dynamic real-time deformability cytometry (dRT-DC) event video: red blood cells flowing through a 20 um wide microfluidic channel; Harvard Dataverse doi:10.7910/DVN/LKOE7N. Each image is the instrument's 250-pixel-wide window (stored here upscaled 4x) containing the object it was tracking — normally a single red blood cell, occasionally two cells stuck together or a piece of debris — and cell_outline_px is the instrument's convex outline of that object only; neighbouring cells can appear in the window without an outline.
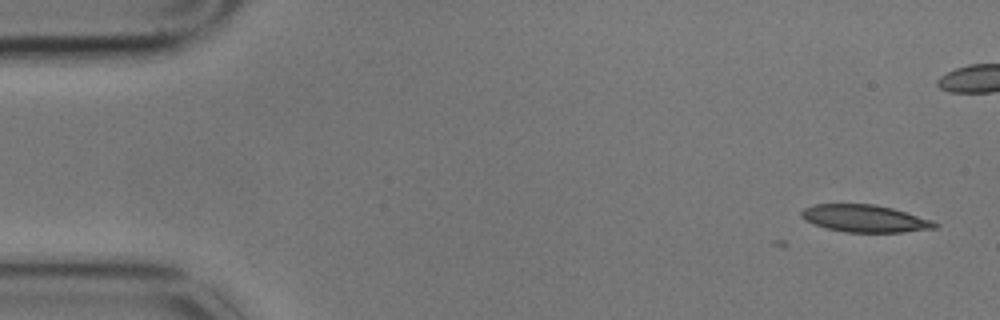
{"species": "common noctule bat (a hibernating species)", "species_latin": "Nyctalus noctula", "temperature_condition": "cold", "stored_images_in_passage": 4, "camera_frame_rate_fps": 3000, "um_per_image_px": 0.085, "animal": {"sex": "male", "body_mass_g": 17.9}, "frame": {"image": 1, "passage_image": 1, "time_ms": 0.0, "image_size_px": [1000, 320], "cell_outline_px": [[940, 224], [936, 228], [904, 232], [844, 232], [824, 228], [804, 220], [800, 216], [800, 212], [804, 208], [812, 204], [876, 204], [892, 208], [932, 220]], "centroid_in_image_um": [73.48, 18.57], "position_along_channel_um": 11.5, "area_um2": 21.39}}